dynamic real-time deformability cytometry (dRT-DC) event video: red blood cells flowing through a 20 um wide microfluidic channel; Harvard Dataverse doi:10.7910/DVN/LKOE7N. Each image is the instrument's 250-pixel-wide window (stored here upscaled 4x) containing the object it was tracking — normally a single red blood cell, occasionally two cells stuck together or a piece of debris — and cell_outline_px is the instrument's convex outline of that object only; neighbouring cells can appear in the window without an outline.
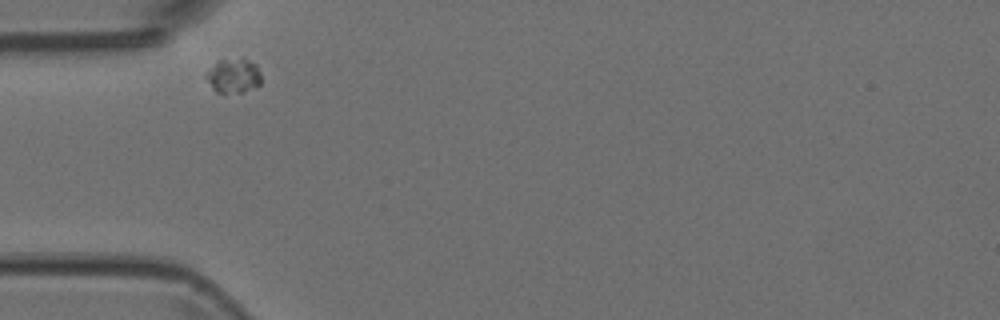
{"species": "Egyptian fruit bat (a non-hibernating species)", "species_latin": "Rousettus aegyptiacus", "temperature_condition": "room temperature", "stored_images_in_passage": 2, "camera_frame_rate_fps": 3000, "um_per_image_px": 0.085, "animal": {"sex": "female"}, "frame": {"image": 1, "passage_image": 1, "time_ms": 0.0, "image_size_px": [1000, 320], "cell_outline_px": [[260, 84], [244, 92], [216, 92], [212, 88], [204, 76], [204, 72], [220, 60], [240, 56], [244, 56], [256, 64], [260, 72]], "centroid_in_image_um": [19.84, 6.39], "position_along_channel_um": 65.2, "area_um2": 11.33}}
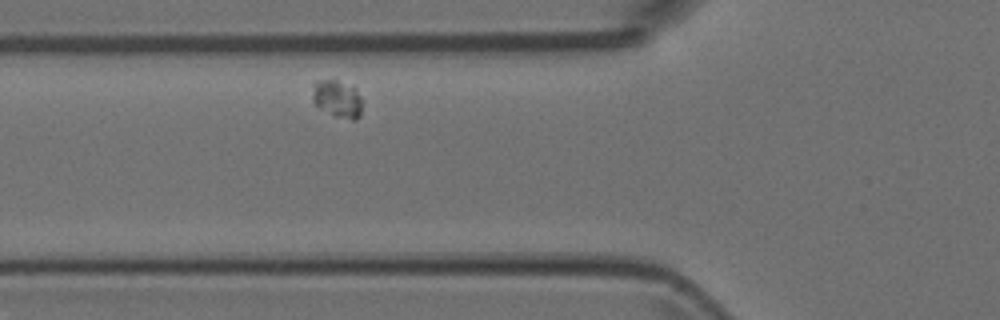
{"frame": {"image": 2, "passage_image": 2, "time_ms": 0.333, "image_size_px": [1000, 320], "cell_outline_px": [[360, 116], [356, 120], [352, 120], [332, 116], [320, 108], [312, 100], [312, 84], [316, 80], [336, 80], [352, 84], [356, 88], [360, 96]], "centroid_in_image_um": [28.65, 8.38], "position_along_channel_um": 97.1, "area_um2": 11.1}}